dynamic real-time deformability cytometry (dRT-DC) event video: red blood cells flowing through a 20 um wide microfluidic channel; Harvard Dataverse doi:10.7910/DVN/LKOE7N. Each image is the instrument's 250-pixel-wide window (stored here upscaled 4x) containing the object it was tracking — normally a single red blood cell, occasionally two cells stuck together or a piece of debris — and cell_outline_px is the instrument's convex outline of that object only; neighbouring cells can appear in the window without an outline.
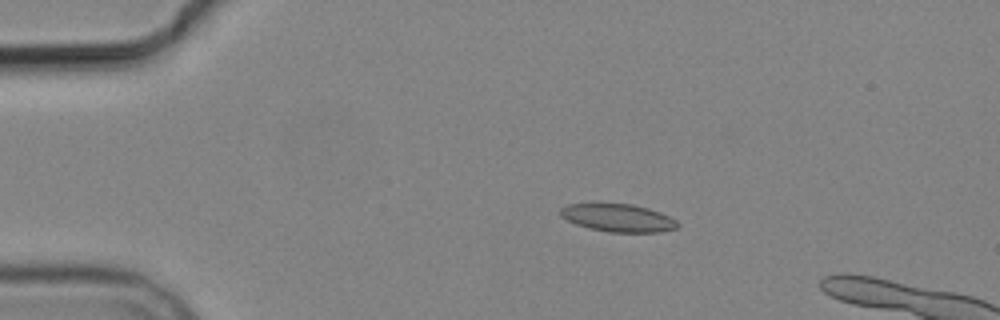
{"species": "common noctule bat (a hibernating species)", "species_latin": "Nyctalus noctula", "temperature_condition": "cold", "stored_images_in_passage": 4, "camera_frame_rate_fps": 3000, "um_per_image_px": 0.085, "animal": {"sex": "male", "body_mass_g": 19.2, "forearm_length_mm": 51.8}, "frame": {"image": 1, "passage_image": 2, "time_ms": 2.0, "image_size_px": [1000, 320], "cell_outline_px": [[680, 224], [676, 228], [660, 232], [608, 232], [588, 228], [576, 224], [560, 216], [560, 208], [568, 204], [596, 200], [632, 204], [648, 208], [660, 212], [676, 220]], "centroid_in_image_um": [52.46, 18.46], "position_along_channel_um": 32.5, "area_um2": 19.83}}